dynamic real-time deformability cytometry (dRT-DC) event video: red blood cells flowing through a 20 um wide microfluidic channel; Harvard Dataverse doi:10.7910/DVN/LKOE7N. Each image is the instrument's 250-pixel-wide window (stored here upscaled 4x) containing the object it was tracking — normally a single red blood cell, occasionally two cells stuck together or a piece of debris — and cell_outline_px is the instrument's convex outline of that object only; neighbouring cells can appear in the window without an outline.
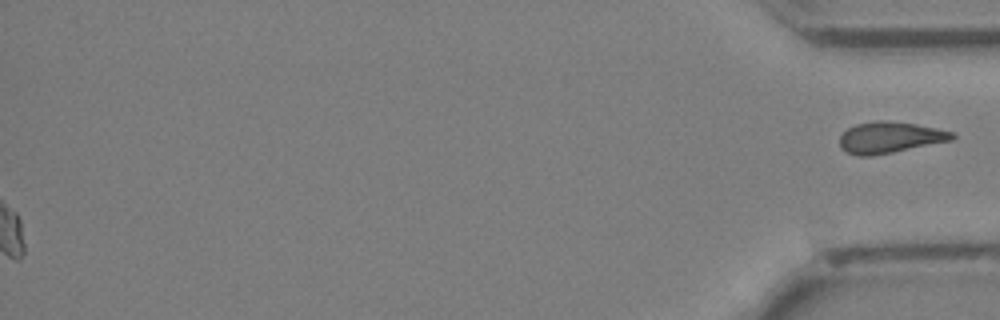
{"species": "Egyptian fruit bat (a non-hibernating species)", "species_latin": "Rousettus aegyptiacus", "temperature_condition": "cold", "stored_images_in_passage": 40, "segment_of_instrument_passage": [2, 2], "camera_frame_rate_fps": 3000, "um_per_image_px": 0.085, "animal": {"sex": "female"}, "frame": {"image": 1, "passage_image": 40, "time_ms": 13.0, "image_size_px": [1000, 320], "cell_outline_px": [[956, 136], [952, 140], [892, 152], [868, 156], [860, 156], [848, 152], [840, 148], [840, 136], [848, 128], [856, 124], [880, 120], [916, 124], [956, 132]], "centroid_in_image_um": [75.66, 11.68], "position_along_channel_um": 359.5, "area_um2": 20.23}}